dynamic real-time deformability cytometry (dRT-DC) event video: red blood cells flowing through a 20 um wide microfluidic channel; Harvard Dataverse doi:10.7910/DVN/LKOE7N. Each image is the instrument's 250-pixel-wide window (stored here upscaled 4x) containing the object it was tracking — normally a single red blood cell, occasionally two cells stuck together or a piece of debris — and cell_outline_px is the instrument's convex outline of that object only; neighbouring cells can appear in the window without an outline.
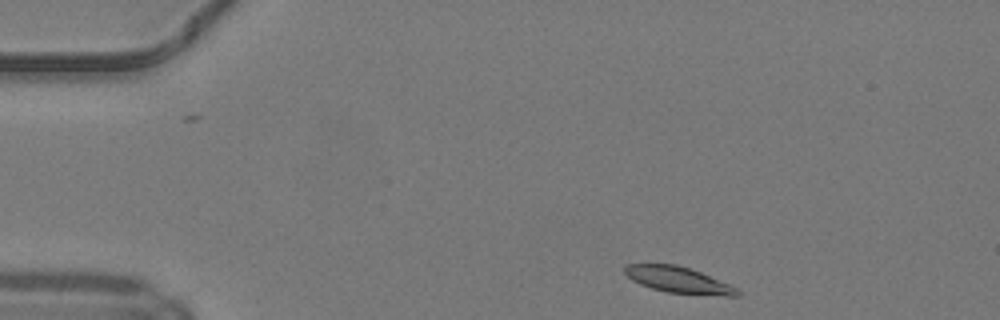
{"species": "common noctule bat (a hibernating species)", "species_latin": "Nyctalus noctula", "temperature_condition": "warm", "stored_images_in_passage": 42, "camera_frame_rate_fps": 3000, "um_per_image_px": 0.085, "animal": {"sex": "male", "body_mass_g": 19.2, "forearm_length_mm": 51.8}, "frame": {"image": 1, "passage_image": 1, "time_ms": 0.0, "image_size_px": [1000, 320], "cell_outline_px": [[740, 296], [724, 296], [668, 292], [652, 288], [640, 284], [632, 280], [624, 272], [624, 264], [676, 264], [700, 272], [740, 288]], "centroid_in_image_um": [57.7, 23.79], "position_along_channel_um": 27.3, "area_um2": 17.17}}
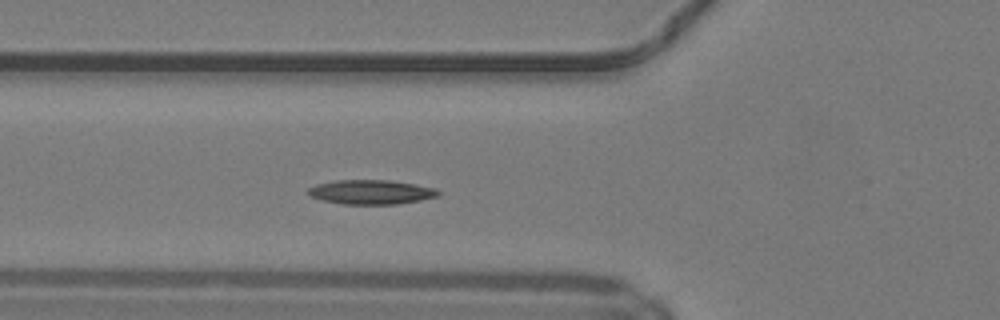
{"frame": {"image": 2, "passage_image": 11, "time_ms": 3.333, "image_size_px": [1000, 320], "cell_outline_px": [[440, 192], [436, 196], [420, 200], [396, 204], [344, 204], [324, 200], [308, 196], [308, 188], [316, 184], [336, 180], [388, 180], [416, 184], [432, 188]], "centroid_in_image_um": [31.49, 16.32], "position_along_channel_um": 94.3, "area_um2": 18.26}}
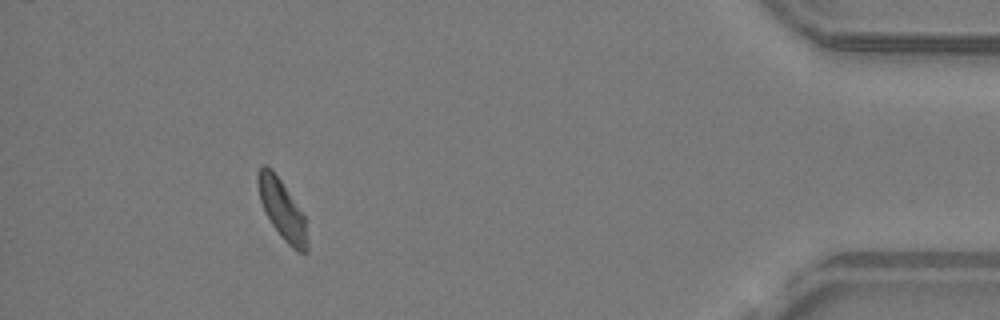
{"frame": {"image": 3, "passage_image": 38, "time_ms": 12.333, "image_size_px": [1000, 320], "cell_outline_px": [[308, 252], [296, 252], [280, 236], [264, 212], [260, 200], [256, 180], [256, 172], [264, 164], [272, 168], [304, 216], [308, 240]], "centroid_in_image_um": [23.95, 17.82], "position_along_channel_um": 411.2, "area_um2": 17.11}, "authors_computed_cell_mechanics": {"area_um2": 17.4556, "velocity_mm_per_s": 4.1705, "shape_relaxation_time_tau1_ms": 3.5933, "shape_relaxation_time_tau2_ms": null, "deformation_change_tau1": 0.1269, "deformation_change_tau2": null}}